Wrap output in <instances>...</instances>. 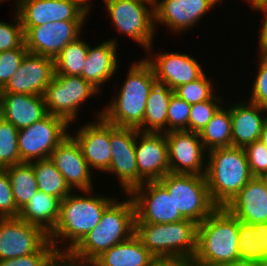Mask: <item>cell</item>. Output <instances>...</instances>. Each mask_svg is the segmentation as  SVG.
<instances>
[{
	"mask_svg": "<svg viewBox=\"0 0 267 266\" xmlns=\"http://www.w3.org/2000/svg\"><path fill=\"white\" fill-rule=\"evenodd\" d=\"M95 191V188L73 191L60 201L58 221L48 234L59 253H69L85 238L99 224L105 209L116 199L114 194L102 195L103 192L99 194Z\"/></svg>",
	"mask_w": 267,
	"mask_h": 266,
	"instance_id": "1",
	"label": "cell"
},
{
	"mask_svg": "<svg viewBox=\"0 0 267 266\" xmlns=\"http://www.w3.org/2000/svg\"><path fill=\"white\" fill-rule=\"evenodd\" d=\"M128 65L120 89L111 95V100L102 110H95L94 118L102 117L110 124L119 127L137 129L143 122L147 98L153 85L157 82L152 66L144 59H138Z\"/></svg>",
	"mask_w": 267,
	"mask_h": 266,
	"instance_id": "2",
	"label": "cell"
},
{
	"mask_svg": "<svg viewBox=\"0 0 267 266\" xmlns=\"http://www.w3.org/2000/svg\"><path fill=\"white\" fill-rule=\"evenodd\" d=\"M116 198L103 212L99 224L69 254L83 263H92L112 246L135 234V206L128 194ZM126 198V199H125Z\"/></svg>",
	"mask_w": 267,
	"mask_h": 266,
	"instance_id": "3",
	"label": "cell"
},
{
	"mask_svg": "<svg viewBox=\"0 0 267 266\" xmlns=\"http://www.w3.org/2000/svg\"><path fill=\"white\" fill-rule=\"evenodd\" d=\"M239 239V220L225 207H217L198 224L192 266L239 261Z\"/></svg>",
	"mask_w": 267,
	"mask_h": 266,
	"instance_id": "4",
	"label": "cell"
},
{
	"mask_svg": "<svg viewBox=\"0 0 267 266\" xmlns=\"http://www.w3.org/2000/svg\"><path fill=\"white\" fill-rule=\"evenodd\" d=\"M198 224L188 219L168 224L135 223V234L160 262H191L197 249Z\"/></svg>",
	"mask_w": 267,
	"mask_h": 266,
	"instance_id": "5",
	"label": "cell"
},
{
	"mask_svg": "<svg viewBox=\"0 0 267 266\" xmlns=\"http://www.w3.org/2000/svg\"><path fill=\"white\" fill-rule=\"evenodd\" d=\"M208 190L217 207H226L253 178L242 147L215 148L207 152Z\"/></svg>",
	"mask_w": 267,
	"mask_h": 266,
	"instance_id": "6",
	"label": "cell"
},
{
	"mask_svg": "<svg viewBox=\"0 0 267 266\" xmlns=\"http://www.w3.org/2000/svg\"><path fill=\"white\" fill-rule=\"evenodd\" d=\"M113 29L138 43L143 52L153 44L155 37L154 6L144 0H103ZM123 34V35H122Z\"/></svg>",
	"mask_w": 267,
	"mask_h": 266,
	"instance_id": "7",
	"label": "cell"
},
{
	"mask_svg": "<svg viewBox=\"0 0 267 266\" xmlns=\"http://www.w3.org/2000/svg\"><path fill=\"white\" fill-rule=\"evenodd\" d=\"M99 94L101 96L100 91L81 76L54 74L43 98L47 113L64 119L71 126L79 122L81 107Z\"/></svg>",
	"mask_w": 267,
	"mask_h": 266,
	"instance_id": "8",
	"label": "cell"
},
{
	"mask_svg": "<svg viewBox=\"0 0 267 266\" xmlns=\"http://www.w3.org/2000/svg\"><path fill=\"white\" fill-rule=\"evenodd\" d=\"M159 182L167 189L184 219L199 224L217 208L210 197L205 176L168 173Z\"/></svg>",
	"mask_w": 267,
	"mask_h": 266,
	"instance_id": "9",
	"label": "cell"
},
{
	"mask_svg": "<svg viewBox=\"0 0 267 266\" xmlns=\"http://www.w3.org/2000/svg\"><path fill=\"white\" fill-rule=\"evenodd\" d=\"M69 131L70 125L64 119L49 113L41 120L20 129L18 131L20 163L48 159Z\"/></svg>",
	"mask_w": 267,
	"mask_h": 266,
	"instance_id": "10",
	"label": "cell"
},
{
	"mask_svg": "<svg viewBox=\"0 0 267 266\" xmlns=\"http://www.w3.org/2000/svg\"><path fill=\"white\" fill-rule=\"evenodd\" d=\"M222 3V0H158L154 5V27L166 26L174 35L193 30L202 18ZM205 15V16H204Z\"/></svg>",
	"mask_w": 267,
	"mask_h": 266,
	"instance_id": "11",
	"label": "cell"
},
{
	"mask_svg": "<svg viewBox=\"0 0 267 266\" xmlns=\"http://www.w3.org/2000/svg\"><path fill=\"white\" fill-rule=\"evenodd\" d=\"M135 206V223L168 224L182 221L173 198L159 181H148L128 194Z\"/></svg>",
	"mask_w": 267,
	"mask_h": 266,
	"instance_id": "12",
	"label": "cell"
},
{
	"mask_svg": "<svg viewBox=\"0 0 267 266\" xmlns=\"http://www.w3.org/2000/svg\"><path fill=\"white\" fill-rule=\"evenodd\" d=\"M92 6L85 0H22L16 12L22 27L57 21H87Z\"/></svg>",
	"mask_w": 267,
	"mask_h": 266,
	"instance_id": "13",
	"label": "cell"
},
{
	"mask_svg": "<svg viewBox=\"0 0 267 266\" xmlns=\"http://www.w3.org/2000/svg\"><path fill=\"white\" fill-rule=\"evenodd\" d=\"M139 131L130 127L110 124L111 163L105 175L117 178L121 194H129L138 187V169L135 154L136 135ZM107 173V174H106ZM113 174L116 176H113Z\"/></svg>",
	"mask_w": 267,
	"mask_h": 266,
	"instance_id": "14",
	"label": "cell"
},
{
	"mask_svg": "<svg viewBox=\"0 0 267 266\" xmlns=\"http://www.w3.org/2000/svg\"><path fill=\"white\" fill-rule=\"evenodd\" d=\"M152 45L145 53L144 59L152 66L158 83L175 90L180 85L200 78L204 73L203 64L194 56L179 51L155 53Z\"/></svg>",
	"mask_w": 267,
	"mask_h": 266,
	"instance_id": "15",
	"label": "cell"
},
{
	"mask_svg": "<svg viewBox=\"0 0 267 266\" xmlns=\"http://www.w3.org/2000/svg\"><path fill=\"white\" fill-rule=\"evenodd\" d=\"M87 21H57L34 27H23L29 53L55 59L70 42L82 35Z\"/></svg>",
	"mask_w": 267,
	"mask_h": 266,
	"instance_id": "16",
	"label": "cell"
},
{
	"mask_svg": "<svg viewBox=\"0 0 267 266\" xmlns=\"http://www.w3.org/2000/svg\"><path fill=\"white\" fill-rule=\"evenodd\" d=\"M168 143L170 173L205 176L207 151L199 133L170 131L165 133Z\"/></svg>",
	"mask_w": 267,
	"mask_h": 266,
	"instance_id": "17",
	"label": "cell"
},
{
	"mask_svg": "<svg viewBox=\"0 0 267 266\" xmlns=\"http://www.w3.org/2000/svg\"><path fill=\"white\" fill-rule=\"evenodd\" d=\"M49 240L39 226L15 218H0V261L37 252Z\"/></svg>",
	"mask_w": 267,
	"mask_h": 266,
	"instance_id": "18",
	"label": "cell"
},
{
	"mask_svg": "<svg viewBox=\"0 0 267 266\" xmlns=\"http://www.w3.org/2000/svg\"><path fill=\"white\" fill-rule=\"evenodd\" d=\"M138 186L159 181L170 173L168 143L165 133L138 132L135 141Z\"/></svg>",
	"mask_w": 267,
	"mask_h": 266,
	"instance_id": "19",
	"label": "cell"
},
{
	"mask_svg": "<svg viewBox=\"0 0 267 266\" xmlns=\"http://www.w3.org/2000/svg\"><path fill=\"white\" fill-rule=\"evenodd\" d=\"M94 120V121H93ZM89 120L72 132L71 135L79 143L83 156L90 169L99 171L104 174L111 163V146H110V123L102 117ZM102 172V173H101Z\"/></svg>",
	"mask_w": 267,
	"mask_h": 266,
	"instance_id": "20",
	"label": "cell"
},
{
	"mask_svg": "<svg viewBox=\"0 0 267 266\" xmlns=\"http://www.w3.org/2000/svg\"><path fill=\"white\" fill-rule=\"evenodd\" d=\"M49 159L73 191L94 189L93 180L96 182V179L92 175L95 172L90 169L79 143L71 133L52 151Z\"/></svg>",
	"mask_w": 267,
	"mask_h": 266,
	"instance_id": "21",
	"label": "cell"
},
{
	"mask_svg": "<svg viewBox=\"0 0 267 266\" xmlns=\"http://www.w3.org/2000/svg\"><path fill=\"white\" fill-rule=\"evenodd\" d=\"M53 75V59L28 52L0 93L43 95Z\"/></svg>",
	"mask_w": 267,
	"mask_h": 266,
	"instance_id": "22",
	"label": "cell"
},
{
	"mask_svg": "<svg viewBox=\"0 0 267 266\" xmlns=\"http://www.w3.org/2000/svg\"><path fill=\"white\" fill-rule=\"evenodd\" d=\"M117 37L105 39L104 41L92 46L89 44L87 57L82 69L81 77L91 83L101 93L106 83L112 82L110 79L117 76V70L120 68L118 60V43Z\"/></svg>",
	"mask_w": 267,
	"mask_h": 266,
	"instance_id": "23",
	"label": "cell"
},
{
	"mask_svg": "<svg viewBox=\"0 0 267 266\" xmlns=\"http://www.w3.org/2000/svg\"><path fill=\"white\" fill-rule=\"evenodd\" d=\"M246 96L232 104L227 102L230 105L233 147L244 148L259 140L267 117V109L246 100Z\"/></svg>",
	"mask_w": 267,
	"mask_h": 266,
	"instance_id": "24",
	"label": "cell"
},
{
	"mask_svg": "<svg viewBox=\"0 0 267 266\" xmlns=\"http://www.w3.org/2000/svg\"><path fill=\"white\" fill-rule=\"evenodd\" d=\"M239 221L267 223V187L261 177H253L225 207Z\"/></svg>",
	"mask_w": 267,
	"mask_h": 266,
	"instance_id": "25",
	"label": "cell"
},
{
	"mask_svg": "<svg viewBox=\"0 0 267 266\" xmlns=\"http://www.w3.org/2000/svg\"><path fill=\"white\" fill-rule=\"evenodd\" d=\"M43 95L0 93V116L18 130L47 115Z\"/></svg>",
	"mask_w": 267,
	"mask_h": 266,
	"instance_id": "26",
	"label": "cell"
},
{
	"mask_svg": "<svg viewBox=\"0 0 267 266\" xmlns=\"http://www.w3.org/2000/svg\"><path fill=\"white\" fill-rule=\"evenodd\" d=\"M159 263L136 234L112 246L92 262L94 266H157Z\"/></svg>",
	"mask_w": 267,
	"mask_h": 266,
	"instance_id": "27",
	"label": "cell"
},
{
	"mask_svg": "<svg viewBox=\"0 0 267 266\" xmlns=\"http://www.w3.org/2000/svg\"><path fill=\"white\" fill-rule=\"evenodd\" d=\"M174 90L156 82L150 90L140 132L167 133V113Z\"/></svg>",
	"mask_w": 267,
	"mask_h": 266,
	"instance_id": "28",
	"label": "cell"
},
{
	"mask_svg": "<svg viewBox=\"0 0 267 266\" xmlns=\"http://www.w3.org/2000/svg\"><path fill=\"white\" fill-rule=\"evenodd\" d=\"M60 211V200L37 191L27 205L20 210L19 218L41 227L49 234L55 227Z\"/></svg>",
	"mask_w": 267,
	"mask_h": 266,
	"instance_id": "29",
	"label": "cell"
},
{
	"mask_svg": "<svg viewBox=\"0 0 267 266\" xmlns=\"http://www.w3.org/2000/svg\"><path fill=\"white\" fill-rule=\"evenodd\" d=\"M240 260L250 264L267 261V223L239 221Z\"/></svg>",
	"mask_w": 267,
	"mask_h": 266,
	"instance_id": "30",
	"label": "cell"
},
{
	"mask_svg": "<svg viewBox=\"0 0 267 266\" xmlns=\"http://www.w3.org/2000/svg\"><path fill=\"white\" fill-rule=\"evenodd\" d=\"M222 105L200 132V139L208 152L215 148L232 146L230 106Z\"/></svg>",
	"mask_w": 267,
	"mask_h": 266,
	"instance_id": "31",
	"label": "cell"
},
{
	"mask_svg": "<svg viewBox=\"0 0 267 266\" xmlns=\"http://www.w3.org/2000/svg\"><path fill=\"white\" fill-rule=\"evenodd\" d=\"M10 179L14 200L20 211L38 191L33 166L28 162H21L5 168Z\"/></svg>",
	"mask_w": 267,
	"mask_h": 266,
	"instance_id": "32",
	"label": "cell"
},
{
	"mask_svg": "<svg viewBox=\"0 0 267 266\" xmlns=\"http://www.w3.org/2000/svg\"><path fill=\"white\" fill-rule=\"evenodd\" d=\"M30 163L33 166L39 191L57 197L60 201L73 192L49 158Z\"/></svg>",
	"mask_w": 267,
	"mask_h": 266,
	"instance_id": "33",
	"label": "cell"
},
{
	"mask_svg": "<svg viewBox=\"0 0 267 266\" xmlns=\"http://www.w3.org/2000/svg\"><path fill=\"white\" fill-rule=\"evenodd\" d=\"M81 38L68 43L54 59V74L81 76L89 48V42Z\"/></svg>",
	"mask_w": 267,
	"mask_h": 266,
	"instance_id": "34",
	"label": "cell"
},
{
	"mask_svg": "<svg viewBox=\"0 0 267 266\" xmlns=\"http://www.w3.org/2000/svg\"><path fill=\"white\" fill-rule=\"evenodd\" d=\"M18 131L0 116V169L20 163Z\"/></svg>",
	"mask_w": 267,
	"mask_h": 266,
	"instance_id": "35",
	"label": "cell"
},
{
	"mask_svg": "<svg viewBox=\"0 0 267 266\" xmlns=\"http://www.w3.org/2000/svg\"><path fill=\"white\" fill-rule=\"evenodd\" d=\"M207 75L209 74L205 72L197 80L180 85L174 93L191 105L210 100L216 93H219L216 91L219 88L215 89L219 85L216 86L213 77L211 80Z\"/></svg>",
	"mask_w": 267,
	"mask_h": 266,
	"instance_id": "36",
	"label": "cell"
},
{
	"mask_svg": "<svg viewBox=\"0 0 267 266\" xmlns=\"http://www.w3.org/2000/svg\"><path fill=\"white\" fill-rule=\"evenodd\" d=\"M223 95L217 93L210 99L191 105L189 116V131L200 133L214 116L216 111L224 105Z\"/></svg>",
	"mask_w": 267,
	"mask_h": 266,
	"instance_id": "37",
	"label": "cell"
},
{
	"mask_svg": "<svg viewBox=\"0 0 267 266\" xmlns=\"http://www.w3.org/2000/svg\"><path fill=\"white\" fill-rule=\"evenodd\" d=\"M256 52L258 55L257 59L258 64L256 66L257 70L256 75H253L254 82L252 81L251 89L247 91L250 92L249 97L247 96L246 100L259 105L262 108L267 109V49H257ZM252 90V91H251Z\"/></svg>",
	"mask_w": 267,
	"mask_h": 266,
	"instance_id": "38",
	"label": "cell"
},
{
	"mask_svg": "<svg viewBox=\"0 0 267 266\" xmlns=\"http://www.w3.org/2000/svg\"><path fill=\"white\" fill-rule=\"evenodd\" d=\"M12 16L13 19L10 22L0 20V52L15 48H26L20 17L16 11Z\"/></svg>",
	"mask_w": 267,
	"mask_h": 266,
	"instance_id": "39",
	"label": "cell"
},
{
	"mask_svg": "<svg viewBox=\"0 0 267 266\" xmlns=\"http://www.w3.org/2000/svg\"><path fill=\"white\" fill-rule=\"evenodd\" d=\"M190 108L191 104H188L175 93L172 94L167 113V132L189 131Z\"/></svg>",
	"mask_w": 267,
	"mask_h": 266,
	"instance_id": "40",
	"label": "cell"
},
{
	"mask_svg": "<svg viewBox=\"0 0 267 266\" xmlns=\"http://www.w3.org/2000/svg\"><path fill=\"white\" fill-rule=\"evenodd\" d=\"M59 252L48 240L37 252L0 261V266H47Z\"/></svg>",
	"mask_w": 267,
	"mask_h": 266,
	"instance_id": "41",
	"label": "cell"
},
{
	"mask_svg": "<svg viewBox=\"0 0 267 266\" xmlns=\"http://www.w3.org/2000/svg\"><path fill=\"white\" fill-rule=\"evenodd\" d=\"M27 53V48H15L0 52V90L19 69Z\"/></svg>",
	"mask_w": 267,
	"mask_h": 266,
	"instance_id": "42",
	"label": "cell"
},
{
	"mask_svg": "<svg viewBox=\"0 0 267 266\" xmlns=\"http://www.w3.org/2000/svg\"><path fill=\"white\" fill-rule=\"evenodd\" d=\"M249 169L253 177L267 174V148L259 140L244 147Z\"/></svg>",
	"mask_w": 267,
	"mask_h": 266,
	"instance_id": "43",
	"label": "cell"
},
{
	"mask_svg": "<svg viewBox=\"0 0 267 266\" xmlns=\"http://www.w3.org/2000/svg\"><path fill=\"white\" fill-rule=\"evenodd\" d=\"M19 213L8 173L5 169H0V218H15Z\"/></svg>",
	"mask_w": 267,
	"mask_h": 266,
	"instance_id": "44",
	"label": "cell"
},
{
	"mask_svg": "<svg viewBox=\"0 0 267 266\" xmlns=\"http://www.w3.org/2000/svg\"><path fill=\"white\" fill-rule=\"evenodd\" d=\"M252 11H257V13L259 12L260 14L262 13L261 18L262 22L259 25V31L257 32L258 35V43L256 45H258V49H267V0H264L260 3H258L253 9Z\"/></svg>",
	"mask_w": 267,
	"mask_h": 266,
	"instance_id": "45",
	"label": "cell"
},
{
	"mask_svg": "<svg viewBox=\"0 0 267 266\" xmlns=\"http://www.w3.org/2000/svg\"><path fill=\"white\" fill-rule=\"evenodd\" d=\"M47 266H85V263L69 253H58Z\"/></svg>",
	"mask_w": 267,
	"mask_h": 266,
	"instance_id": "46",
	"label": "cell"
},
{
	"mask_svg": "<svg viewBox=\"0 0 267 266\" xmlns=\"http://www.w3.org/2000/svg\"><path fill=\"white\" fill-rule=\"evenodd\" d=\"M208 266H254V265L239 260V261H235V262L218 263V264H212V265H208Z\"/></svg>",
	"mask_w": 267,
	"mask_h": 266,
	"instance_id": "47",
	"label": "cell"
},
{
	"mask_svg": "<svg viewBox=\"0 0 267 266\" xmlns=\"http://www.w3.org/2000/svg\"><path fill=\"white\" fill-rule=\"evenodd\" d=\"M259 141L262 142L264 146L267 148V117L264 121V126Z\"/></svg>",
	"mask_w": 267,
	"mask_h": 266,
	"instance_id": "48",
	"label": "cell"
},
{
	"mask_svg": "<svg viewBox=\"0 0 267 266\" xmlns=\"http://www.w3.org/2000/svg\"><path fill=\"white\" fill-rule=\"evenodd\" d=\"M157 266H192L191 262H163Z\"/></svg>",
	"mask_w": 267,
	"mask_h": 266,
	"instance_id": "49",
	"label": "cell"
},
{
	"mask_svg": "<svg viewBox=\"0 0 267 266\" xmlns=\"http://www.w3.org/2000/svg\"><path fill=\"white\" fill-rule=\"evenodd\" d=\"M7 1H9V0H7ZM4 2L6 3V0H0V4H2ZM21 2H22V0H15V1H13L14 4H13V8L12 9L14 11H16L18 9L19 5L21 4Z\"/></svg>",
	"mask_w": 267,
	"mask_h": 266,
	"instance_id": "50",
	"label": "cell"
},
{
	"mask_svg": "<svg viewBox=\"0 0 267 266\" xmlns=\"http://www.w3.org/2000/svg\"><path fill=\"white\" fill-rule=\"evenodd\" d=\"M248 2V5L250 4V8L251 10L260 2L264 1V0H245Z\"/></svg>",
	"mask_w": 267,
	"mask_h": 266,
	"instance_id": "51",
	"label": "cell"
},
{
	"mask_svg": "<svg viewBox=\"0 0 267 266\" xmlns=\"http://www.w3.org/2000/svg\"><path fill=\"white\" fill-rule=\"evenodd\" d=\"M254 266H267V261H262L258 264H255Z\"/></svg>",
	"mask_w": 267,
	"mask_h": 266,
	"instance_id": "52",
	"label": "cell"
},
{
	"mask_svg": "<svg viewBox=\"0 0 267 266\" xmlns=\"http://www.w3.org/2000/svg\"><path fill=\"white\" fill-rule=\"evenodd\" d=\"M261 178L263 179V181H264V183H265V185L267 187V174L261 176Z\"/></svg>",
	"mask_w": 267,
	"mask_h": 266,
	"instance_id": "53",
	"label": "cell"
},
{
	"mask_svg": "<svg viewBox=\"0 0 267 266\" xmlns=\"http://www.w3.org/2000/svg\"><path fill=\"white\" fill-rule=\"evenodd\" d=\"M144 1L151 3L153 6L158 2V0H144Z\"/></svg>",
	"mask_w": 267,
	"mask_h": 266,
	"instance_id": "54",
	"label": "cell"
},
{
	"mask_svg": "<svg viewBox=\"0 0 267 266\" xmlns=\"http://www.w3.org/2000/svg\"><path fill=\"white\" fill-rule=\"evenodd\" d=\"M90 6H93L92 1L91 0H85ZM92 4V5H91Z\"/></svg>",
	"mask_w": 267,
	"mask_h": 266,
	"instance_id": "55",
	"label": "cell"
},
{
	"mask_svg": "<svg viewBox=\"0 0 267 266\" xmlns=\"http://www.w3.org/2000/svg\"><path fill=\"white\" fill-rule=\"evenodd\" d=\"M85 266H94L92 263H85Z\"/></svg>",
	"mask_w": 267,
	"mask_h": 266,
	"instance_id": "56",
	"label": "cell"
}]
</instances>
